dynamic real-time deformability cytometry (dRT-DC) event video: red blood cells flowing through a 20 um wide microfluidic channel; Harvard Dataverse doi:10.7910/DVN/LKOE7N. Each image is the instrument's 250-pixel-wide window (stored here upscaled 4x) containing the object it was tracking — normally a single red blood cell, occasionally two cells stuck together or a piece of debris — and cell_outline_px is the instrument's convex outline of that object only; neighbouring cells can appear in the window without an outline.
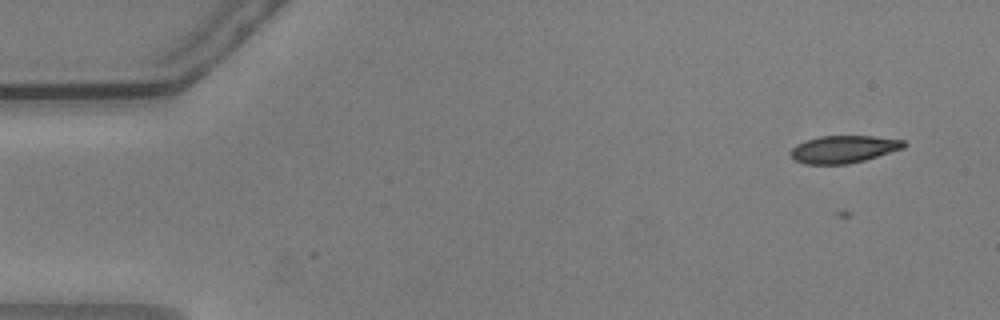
{"species": "common noctule bat (a hibernating species)", "species_latin": "Nyctalus noctula", "temperature_condition": "warm", "stored_images_in_passage": 2, "camera_frame_rate_fps": 3000, "um_per_image_px": 0.085, "animal": {"sex": "male", "body_mass_g": 20.5, "forearm_length_mm": 52.5}, "frame": {"image": 1, "passage_image": 2, "time_ms": 0.333, "image_size_px": [1000, 320], "cell_outline_px": [[908, 144], [904, 148], [864, 160], [848, 164], [804, 164], [796, 160], [788, 152], [796, 144], [804, 140], [820, 136], [872, 136], [904, 140]], "centroid_in_image_um": [71.69, 12.68], "position_along_channel_um": 13.3, "area_um2": 18.15}}